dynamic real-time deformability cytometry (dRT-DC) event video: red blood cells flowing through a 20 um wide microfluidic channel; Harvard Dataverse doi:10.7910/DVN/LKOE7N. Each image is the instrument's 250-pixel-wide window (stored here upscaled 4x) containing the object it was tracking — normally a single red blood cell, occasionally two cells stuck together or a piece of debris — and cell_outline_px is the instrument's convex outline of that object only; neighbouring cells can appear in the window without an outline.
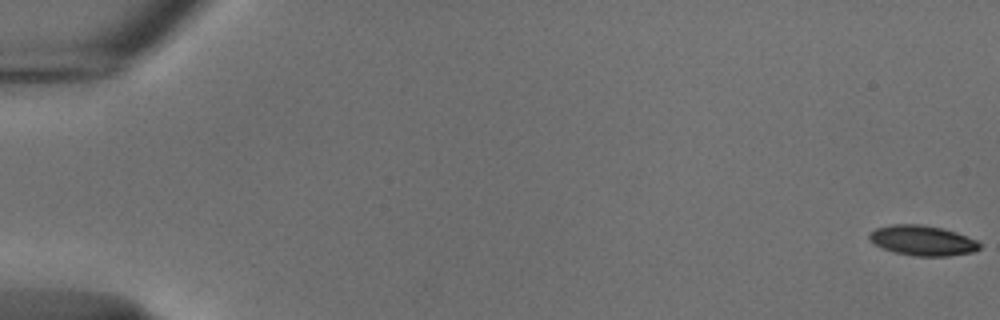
{"species": "common noctule bat (a hibernating species)", "species_latin": "Nyctalus noctula", "temperature_condition": "cold", "stored_images_in_passage": 55, "camera_frame_rate_fps": 3000, "um_per_image_px": 0.085, "animal": {"sex": "male", "body_mass_g": 18.8}, "frame": {"image": 1, "passage_image": 1, "time_ms": 0.0, "image_size_px": [1000, 320], "cell_outline_px": [[980, 248], [972, 252], [948, 256], [916, 256], [892, 252], [880, 248], [872, 244], [868, 240], [868, 232], [876, 228], [892, 224], [920, 224], [940, 228], [956, 232], [976, 240], [980, 244]], "centroid_in_image_um": [78.33, 20.44], "position_along_channel_um": 6.7, "area_um2": 19.54}}
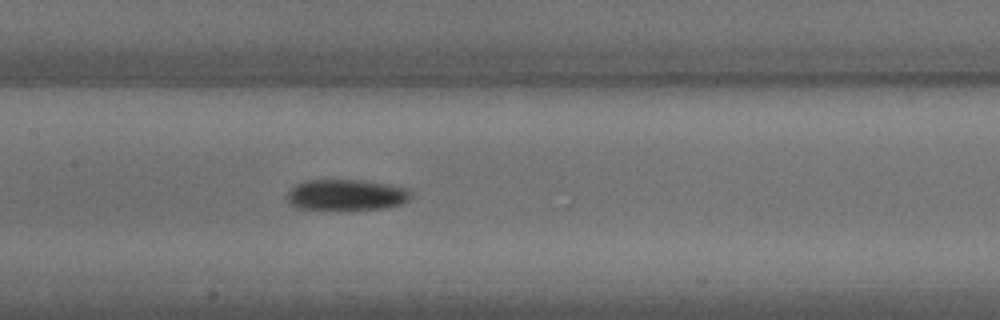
{"frame": {"image": 2, "passage_image": 28, "time_ms": 9.0, "image_size_px": [1000, 320], "cell_outline_px": [[412, 196], [404, 204], [388, 208], [296, 208], [288, 204], [284, 196], [296, 184], [304, 180], [364, 180], [388, 184], [408, 188], [412, 192]], "centroid_in_image_um": [29.45, 16.54], "position_along_channel_um": 178.0, "area_um2": 22.37}}
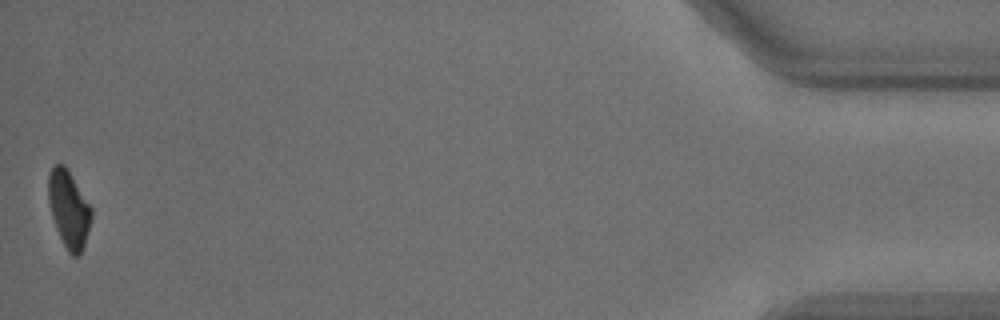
{"frame": {"image": 3, "passage_image": 55, "time_ms": 18.0, "image_size_px": [1000, 320], "cell_outline_px": [[92, 220], [84, 244], [80, 252], [76, 256], [72, 256], [68, 252], [56, 228], [52, 216], [48, 200], [48, 176], [52, 168], [56, 164], [64, 164], [68, 168], [92, 208]], "centroid_in_image_um": [5.85, 17.74], "position_along_channel_um": 429.3, "area_um2": 19.25}, "authors_computed_cell_mechanics": {"area_um2": 21.0392, "velocity_mm_per_s": 3.7464, "shape_relaxation_time_tau1_ms": 8.1742, "shape_relaxation_time_tau2_ms": null, "deformation_change_tau1": 0.1582, "deformation_change_tau2": null}}